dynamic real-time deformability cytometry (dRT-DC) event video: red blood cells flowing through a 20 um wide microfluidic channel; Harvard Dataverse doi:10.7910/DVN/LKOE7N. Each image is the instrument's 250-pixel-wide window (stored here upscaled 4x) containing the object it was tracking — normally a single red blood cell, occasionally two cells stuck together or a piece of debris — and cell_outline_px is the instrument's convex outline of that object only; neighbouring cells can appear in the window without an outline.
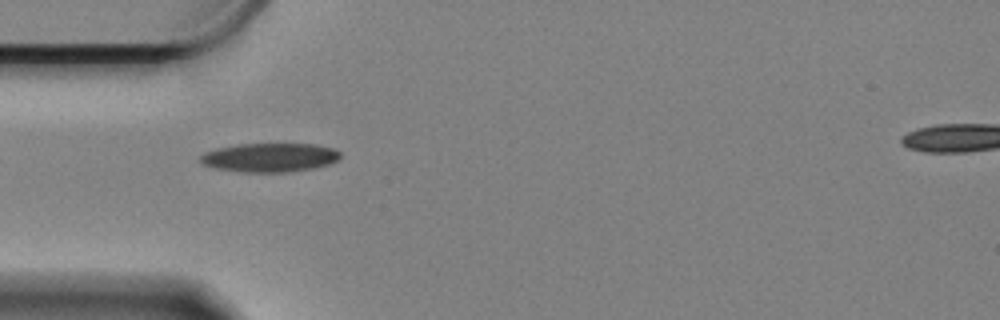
{"species": "Egyptian fruit bat (a non-hibernating species)", "species_latin": "Rousettus aegyptiacus", "temperature_condition": "cold", "stored_images_in_passage": 38, "camera_frame_rate_fps": 3000, "um_per_image_px": 0.085, "animal": {"sex": "female"}, "frame": {"image": 1, "passage_image": 1, "time_ms": 0.0, "image_size_px": [1000, 320], "cell_outline_px": [[340, 160], [316, 168], [284, 172], [244, 172], [216, 168], [200, 164], [200, 156], [204, 152], [216, 148], [240, 144], [316, 144], [332, 148], [340, 152]], "centroid_in_image_um": [22.93, 13.38], "position_along_channel_um": 62.1, "area_um2": 23.64}}
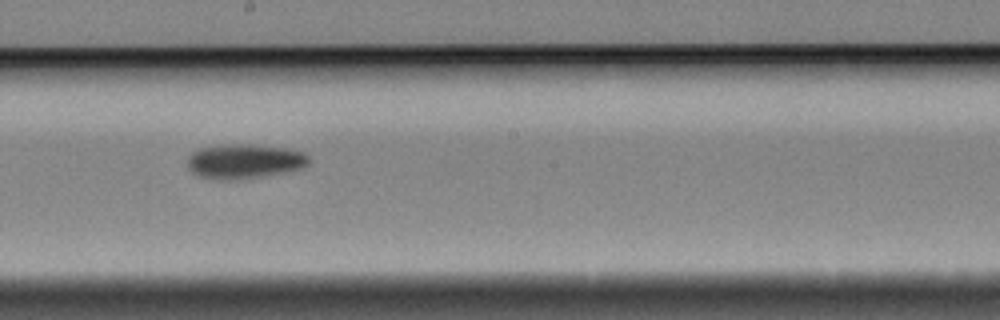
{"frame": {"image": 2, "passage_image": 16, "time_ms": 5.0, "image_size_px": [1000, 320], "cell_outline_px": [[308, 164], [300, 168], [240, 180], [228, 180], [200, 176], [192, 172], [188, 168], [188, 156], [192, 152], [200, 148], [220, 144], [252, 144], [288, 148], [304, 152], [308, 156]], "centroid_in_image_um": [20.74, 13.68], "position_along_channel_um": 227.5, "area_um2": 24.33}}
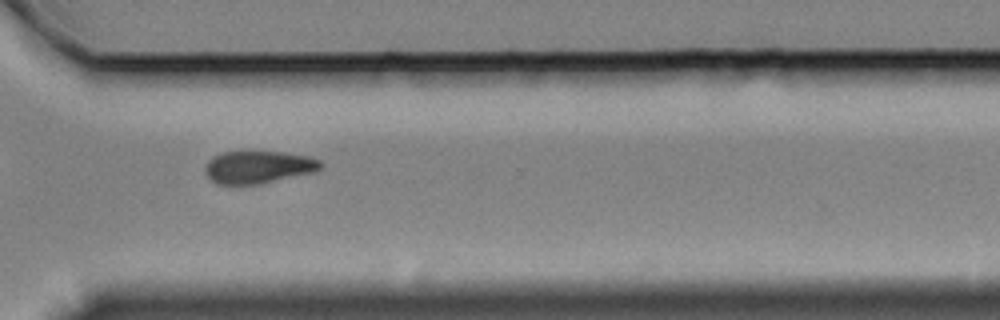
{"frame": {"image": 3, "passage_image": 27, "time_ms": 8.667, "image_size_px": [1000, 320], "cell_outline_px": [[324, 164], [316, 172], [260, 184], [216, 184], [204, 172], [204, 168], [208, 160], [212, 156], [220, 152], [280, 152], [308, 156], [320, 160]], "centroid_in_image_um": [21.95, 14.2], "position_along_channel_um": 348.6, "area_um2": 22.02}, "authors_computed_cell_mechanics": {"area_um2": 22.7732, "velocity_mm_per_s": 3.3074, "shape_relaxation_time_tau1_ms": 6.5485, "shape_relaxation_time_tau2_ms": null, "deformation_change_tau1": 0.1278, "deformation_change_tau2": null}}